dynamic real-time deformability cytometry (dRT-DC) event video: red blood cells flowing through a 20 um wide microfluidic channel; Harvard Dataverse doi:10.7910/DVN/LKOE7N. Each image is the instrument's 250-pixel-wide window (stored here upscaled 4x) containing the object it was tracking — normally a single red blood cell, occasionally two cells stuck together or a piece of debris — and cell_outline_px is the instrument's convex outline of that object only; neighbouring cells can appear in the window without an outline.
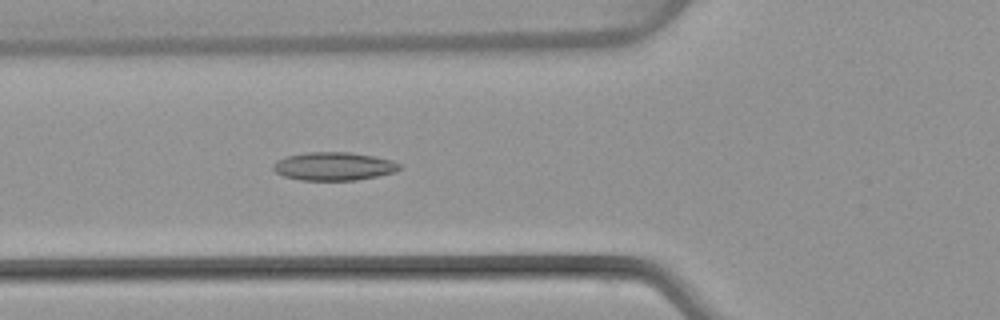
{"species": "common noctule bat (a hibernating species)", "species_latin": "Nyctalus noctula", "temperature_condition": "warm", "stored_images_in_passage": 51, "camera_frame_rate_fps": 3000, "um_per_image_px": 0.085, "animal": {"sex": "female", "body_mass_g": 22.7, "forearm_length_mm": 54.2}, "frame": {"image": 1, "passage_image": 19, "time_ms": 6.0, "image_size_px": [1000, 320], "cell_outline_px": [[400, 168], [396, 172], [356, 180], [300, 180], [284, 176], [276, 172], [272, 168], [272, 164], [276, 160], [288, 156], [308, 152], [348, 152], [372, 156], [392, 160], [400, 164]], "centroid_in_image_um": [28.35, 14.13], "position_along_channel_um": 97.4, "area_um2": 20.69}}
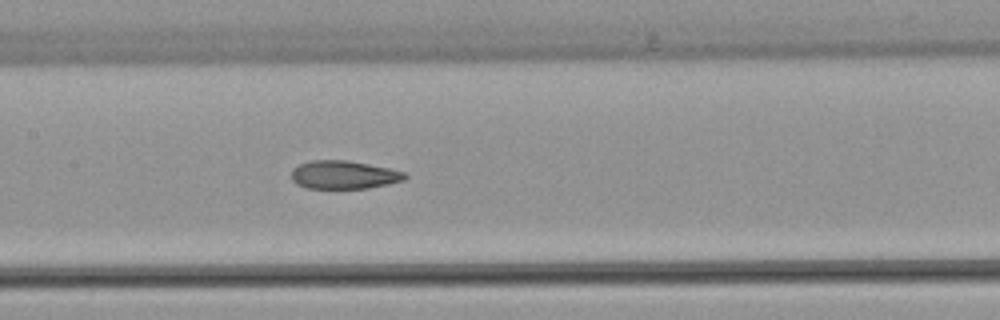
{"frame": {"image": 2, "passage_image": 25, "time_ms": 8.0, "image_size_px": [1000, 320], "cell_outline_px": [[408, 176], [404, 180], [388, 184], [368, 188], [308, 188], [296, 184], [292, 180], [292, 168], [300, 164], [312, 160], [348, 160], [388, 168], [404, 172]], "centroid_in_image_um": [29.21, 14.86], "position_along_channel_um": 178.2, "area_um2": 18.61}}
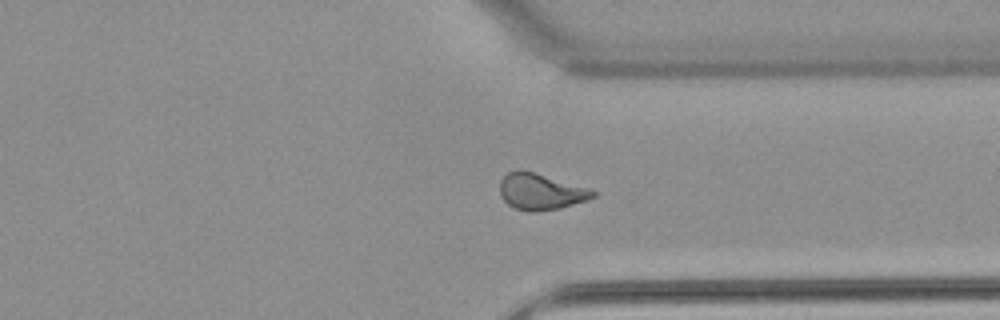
{"frame": {"image": 3, "passage_image": 39, "time_ms": 12.667, "image_size_px": [1000, 320], "cell_outline_px": [[596, 196], [588, 200], [560, 208], [536, 212], [528, 212], [512, 208], [500, 196], [500, 180], [508, 172], [532, 172], [588, 188], [596, 192]], "centroid_in_image_um": [45.95, 16.34], "position_along_channel_um": 365.4, "area_um2": 19.36}, "authors_computed_cell_mechanics": {"area_um2": 19.8832, "velocity_mm_per_s": 4.0148, "shape_relaxation_time_tau1_ms": null, "shape_relaxation_time_tau2_ms": 1.9489, "deformation_change_tau1": null, "deformation_change_tau2": 0.0833}}